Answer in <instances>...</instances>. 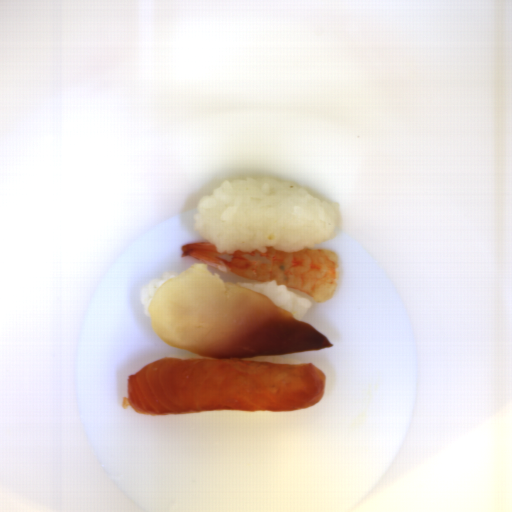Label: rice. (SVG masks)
<instances>
[{"mask_svg": "<svg viewBox=\"0 0 512 512\" xmlns=\"http://www.w3.org/2000/svg\"><path fill=\"white\" fill-rule=\"evenodd\" d=\"M336 203L274 177L224 180L197 205L193 229L223 254L312 248L338 234Z\"/></svg>", "mask_w": 512, "mask_h": 512, "instance_id": "rice-1", "label": "rice"}, {"mask_svg": "<svg viewBox=\"0 0 512 512\" xmlns=\"http://www.w3.org/2000/svg\"><path fill=\"white\" fill-rule=\"evenodd\" d=\"M239 360L251 361V362H263V363H276V364H300L299 361L294 360L290 357L283 355L274 356H252Z\"/></svg>", "mask_w": 512, "mask_h": 512, "instance_id": "rice-4", "label": "rice"}, {"mask_svg": "<svg viewBox=\"0 0 512 512\" xmlns=\"http://www.w3.org/2000/svg\"><path fill=\"white\" fill-rule=\"evenodd\" d=\"M180 273H183V272H180V271L164 272L161 278L151 279L149 281V283L142 288V290L140 292L139 300L141 302V305L143 307L145 314L148 317H149L148 309H149L151 297H152L153 293L155 292L156 288L158 287V285L161 284L162 282L168 280L169 278H171L175 275H178Z\"/></svg>", "mask_w": 512, "mask_h": 512, "instance_id": "rice-3", "label": "rice"}, {"mask_svg": "<svg viewBox=\"0 0 512 512\" xmlns=\"http://www.w3.org/2000/svg\"><path fill=\"white\" fill-rule=\"evenodd\" d=\"M244 285L266 295L272 304L293 315L296 319L302 320L313 306V298L305 293L282 285L276 281H250L240 282Z\"/></svg>", "mask_w": 512, "mask_h": 512, "instance_id": "rice-2", "label": "rice"}, {"mask_svg": "<svg viewBox=\"0 0 512 512\" xmlns=\"http://www.w3.org/2000/svg\"><path fill=\"white\" fill-rule=\"evenodd\" d=\"M172 358L205 359L200 354H196V353L189 352V351L186 354H179V355L174 356Z\"/></svg>", "mask_w": 512, "mask_h": 512, "instance_id": "rice-5", "label": "rice"}]
</instances>
